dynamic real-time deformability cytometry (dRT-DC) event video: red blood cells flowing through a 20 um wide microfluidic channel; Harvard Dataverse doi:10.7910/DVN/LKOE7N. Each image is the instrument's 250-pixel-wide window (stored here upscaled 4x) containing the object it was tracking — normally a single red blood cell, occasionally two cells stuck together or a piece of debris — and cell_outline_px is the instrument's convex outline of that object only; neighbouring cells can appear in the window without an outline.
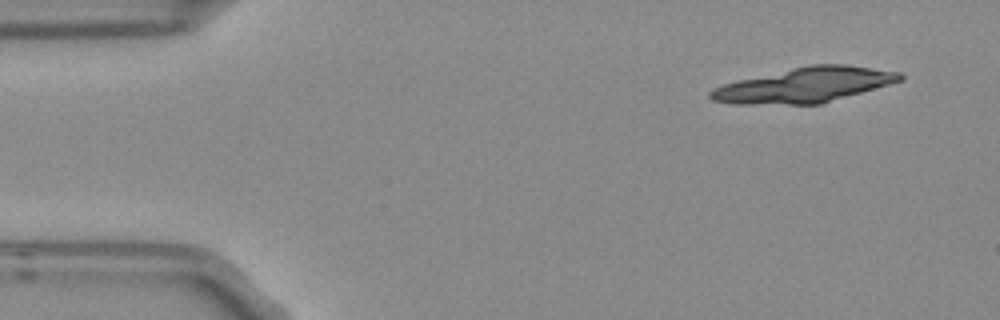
{"species": "Egyptian fruit bat (a non-hibernating species)", "species_latin": "Rousettus aegyptiacus", "temperature_condition": "room temperature", "stored_images_in_passage": 7, "camera_frame_rate_fps": 3000, "um_per_image_px": 0.085, "frame": {"image": 1, "passage_image": 1, "time_ms": 0.0, "image_size_px": [1000, 320], "cell_outline_px": [[904, 80], [820, 104], [732, 104], [712, 100], [708, 96], [708, 92], [712, 88], [736, 80], [808, 64], [844, 64], [900, 72], [904, 76]], "centroid_in_image_um": [68.36, 7.22], "position_along_channel_um": 16.6, "area_um2": 38.61}}